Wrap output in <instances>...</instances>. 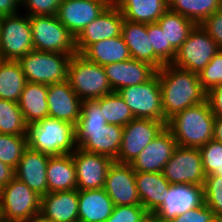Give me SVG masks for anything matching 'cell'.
<instances>
[{"instance_id": "obj_1", "label": "cell", "mask_w": 222, "mask_h": 222, "mask_svg": "<svg viewBox=\"0 0 222 222\" xmlns=\"http://www.w3.org/2000/svg\"><path fill=\"white\" fill-rule=\"evenodd\" d=\"M123 127L107 124L100 98L84 100L75 126L76 147L89 153L116 160L121 146Z\"/></svg>"}, {"instance_id": "obj_2", "label": "cell", "mask_w": 222, "mask_h": 222, "mask_svg": "<svg viewBox=\"0 0 222 222\" xmlns=\"http://www.w3.org/2000/svg\"><path fill=\"white\" fill-rule=\"evenodd\" d=\"M156 73L160 77V90L164 117L168 120L184 109L206 100V92L202 89L199 75L166 64Z\"/></svg>"}, {"instance_id": "obj_3", "label": "cell", "mask_w": 222, "mask_h": 222, "mask_svg": "<svg viewBox=\"0 0 222 222\" xmlns=\"http://www.w3.org/2000/svg\"><path fill=\"white\" fill-rule=\"evenodd\" d=\"M215 119L205 100L174 114L168 119L166 128L172 133L177 146L200 148L213 139Z\"/></svg>"}, {"instance_id": "obj_4", "label": "cell", "mask_w": 222, "mask_h": 222, "mask_svg": "<svg viewBox=\"0 0 222 222\" xmlns=\"http://www.w3.org/2000/svg\"><path fill=\"white\" fill-rule=\"evenodd\" d=\"M27 138L30 148L50 156L71 154L77 148L75 126L51 117L28 126Z\"/></svg>"}, {"instance_id": "obj_5", "label": "cell", "mask_w": 222, "mask_h": 222, "mask_svg": "<svg viewBox=\"0 0 222 222\" xmlns=\"http://www.w3.org/2000/svg\"><path fill=\"white\" fill-rule=\"evenodd\" d=\"M67 80L82 101L95 100L113 92L104 67L78 53L69 61Z\"/></svg>"}, {"instance_id": "obj_6", "label": "cell", "mask_w": 222, "mask_h": 222, "mask_svg": "<svg viewBox=\"0 0 222 222\" xmlns=\"http://www.w3.org/2000/svg\"><path fill=\"white\" fill-rule=\"evenodd\" d=\"M71 57L72 55L67 53L33 50L17 61L27 82L50 85L67 80L68 64Z\"/></svg>"}, {"instance_id": "obj_7", "label": "cell", "mask_w": 222, "mask_h": 222, "mask_svg": "<svg viewBox=\"0 0 222 222\" xmlns=\"http://www.w3.org/2000/svg\"><path fill=\"white\" fill-rule=\"evenodd\" d=\"M5 222H25L40 216L41 196L14 177L0 190Z\"/></svg>"}, {"instance_id": "obj_8", "label": "cell", "mask_w": 222, "mask_h": 222, "mask_svg": "<svg viewBox=\"0 0 222 222\" xmlns=\"http://www.w3.org/2000/svg\"><path fill=\"white\" fill-rule=\"evenodd\" d=\"M33 48L41 52L76 54L75 38L52 16H29Z\"/></svg>"}, {"instance_id": "obj_9", "label": "cell", "mask_w": 222, "mask_h": 222, "mask_svg": "<svg viewBox=\"0 0 222 222\" xmlns=\"http://www.w3.org/2000/svg\"><path fill=\"white\" fill-rule=\"evenodd\" d=\"M130 108L134 118L153 119L167 123L162 108L160 77L156 73L147 82L117 91Z\"/></svg>"}, {"instance_id": "obj_10", "label": "cell", "mask_w": 222, "mask_h": 222, "mask_svg": "<svg viewBox=\"0 0 222 222\" xmlns=\"http://www.w3.org/2000/svg\"><path fill=\"white\" fill-rule=\"evenodd\" d=\"M222 50L199 25L188 35L186 41L176 51L173 66L199 74Z\"/></svg>"}, {"instance_id": "obj_11", "label": "cell", "mask_w": 222, "mask_h": 222, "mask_svg": "<svg viewBox=\"0 0 222 222\" xmlns=\"http://www.w3.org/2000/svg\"><path fill=\"white\" fill-rule=\"evenodd\" d=\"M29 15L3 16L0 20V59L18 60L33 51Z\"/></svg>"}, {"instance_id": "obj_12", "label": "cell", "mask_w": 222, "mask_h": 222, "mask_svg": "<svg viewBox=\"0 0 222 222\" xmlns=\"http://www.w3.org/2000/svg\"><path fill=\"white\" fill-rule=\"evenodd\" d=\"M162 173L170 184L204 186L206 176L199 148L177 146Z\"/></svg>"}, {"instance_id": "obj_13", "label": "cell", "mask_w": 222, "mask_h": 222, "mask_svg": "<svg viewBox=\"0 0 222 222\" xmlns=\"http://www.w3.org/2000/svg\"><path fill=\"white\" fill-rule=\"evenodd\" d=\"M166 127L163 121L135 118L123 127V136L115 162L131 164L139 153Z\"/></svg>"}, {"instance_id": "obj_14", "label": "cell", "mask_w": 222, "mask_h": 222, "mask_svg": "<svg viewBox=\"0 0 222 222\" xmlns=\"http://www.w3.org/2000/svg\"><path fill=\"white\" fill-rule=\"evenodd\" d=\"M112 3V0H62L57 18L76 38Z\"/></svg>"}, {"instance_id": "obj_15", "label": "cell", "mask_w": 222, "mask_h": 222, "mask_svg": "<svg viewBox=\"0 0 222 222\" xmlns=\"http://www.w3.org/2000/svg\"><path fill=\"white\" fill-rule=\"evenodd\" d=\"M124 16L111 3L95 20L88 24L75 38V49L82 54L91 44L120 36Z\"/></svg>"}, {"instance_id": "obj_16", "label": "cell", "mask_w": 222, "mask_h": 222, "mask_svg": "<svg viewBox=\"0 0 222 222\" xmlns=\"http://www.w3.org/2000/svg\"><path fill=\"white\" fill-rule=\"evenodd\" d=\"M204 204V188L191 184H171L164 202L154 211L159 222H168Z\"/></svg>"}, {"instance_id": "obj_17", "label": "cell", "mask_w": 222, "mask_h": 222, "mask_svg": "<svg viewBox=\"0 0 222 222\" xmlns=\"http://www.w3.org/2000/svg\"><path fill=\"white\" fill-rule=\"evenodd\" d=\"M103 189L114 206L141 205L136 188L135 171L131 164L113 161L108 168Z\"/></svg>"}, {"instance_id": "obj_18", "label": "cell", "mask_w": 222, "mask_h": 222, "mask_svg": "<svg viewBox=\"0 0 222 222\" xmlns=\"http://www.w3.org/2000/svg\"><path fill=\"white\" fill-rule=\"evenodd\" d=\"M71 154L76 168L77 190L104 188L106 174L113 160L80 148Z\"/></svg>"}, {"instance_id": "obj_19", "label": "cell", "mask_w": 222, "mask_h": 222, "mask_svg": "<svg viewBox=\"0 0 222 222\" xmlns=\"http://www.w3.org/2000/svg\"><path fill=\"white\" fill-rule=\"evenodd\" d=\"M177 147L172 133L165 127L131 163L135 172H163Z\"/></svg>"}, {"instance_id": "obj_20", "label": "cell", "mask_w": 222, "mask_h": 222, "mask_svg": "<svg viewBox=\"0 0 222 222\" xmlns=\"http://www.w3.org/2000/svg\"><path fill=\"white\" fill-rule=\"evenodd\" d=\"M49 117L76 126L83 101L71 88L68 80L48 85Z\"/></svg>"}, {"instance_id": "obj_21", "label": "cell", "mask_w": 222, "mask_h": 222, "mask_svg": "<svg viewBox=\"0 0 222 222\" xmlns=\"http://www.w3.org/2000/svg\"><path fill=\"white\" fill-rule=\"evenodd\" d=\"M104 69L111 89L116 92L147 82L157 71L152 65L132 58L105 65Z\"/></svg>"}, {"instance_id": "obj_22", "label": "cell", "mask_w": 222, "mask_h": 222, "mask_svg": "<svg viewBox=\"0 0 222 222\" xmlns=\"http://www.w3.org/2000/svg\"><path fill=\"white\" fill-rule=\"evenodd\" d=\"M49 157L28 146L14 170L15 177L41 197L48 193L46 167Z\"/></svg>"}, {"instance_id": "obj_23", "label": "cell", "mask_w": 222, "mask_h": 222, "mask_svg": "<svg viewBox=\"0 0 222 222\" xmlns=\"http://www.w3.org/2000/svg\"><path fill=\"white\" fill-rule=\"evenodd\" d=\"M40 217L50 222H78V190L42 196Z\"/></svg>"}, {"instance_id": "obj_24", "label": "cell", "mask_w": 222, "mask_h": 222, "mask_svg": "<svg viewBox=\"0 0 222 222\" xmlns=\"http://www.w3.org/2000/svg\"><path fill=\"white\" fill-rule=\"evenodd\" d=\"M166 36V64H171L176 51L186 41L196 24L169 8L156 22Z\"/></svg>"}, {"instance_id": "obj_25", "label": "cell", "mask_w": 222, "mask_h": 222, "mask_svg": "<svg viewBox=\"0 0 222 222\" xmlns=\"http://www.w3.org/2000/svg\"><path fill=\"white\" fill-rule=\"evenodd\" d=\"M114 204L103 188L78 190V222H105Z\"/></svg>"}, {"instance_id": "obj_26", "label": "cell", "mask_w": 222, "mask_h": 222, "mask_svg": "<svg viewBox=\"0 0 222 222\" xmlns=\"http://www.w3.org/2000/svg\"><path fill=\"white\" fill-rule=\"evenodd\" d=\"M135 182L141 205L148 212L164 202L171 185L162 172H135Z\"/></svg>"}, {"instance_id": "obj_27", "label": "cell", "mask_w": 222, "mask_h": 222, "mask_svg": "<svg viewBox=\"0 0 222 222\" xmlns=\"http://www.w3.org/2000/svg\"><path fill=\"white\" fill-rule=\"evenodd\" d=\"M48 85L27 82L21 93L18 105L27 126L49 117Z\"/></svg>"}, {"instance_id": "obj_28", "label": "cell", "mask_w": 222, "mask_h": 222, "mask_svg": "<svg viewBox=\"0 0 222 222\" xmlns=\"http://www.w3.org/2000/svg\"><path fill=\"white\" fill-rule=\"evenodd\" d=\"M124 19L135 23H156L169 8L168 0H112Z\"/></svg>"}, {"instance_id": "obj_29", "label": "cell", "mask_w": 222, "mask_h": 222, "mask_svg": "<svg viewBox=\"0 0 222 222\" xmlns=\"http://www.w3.org/2000/svg\"><path fill=\"white\" fill-rule=\"evenodd\" d=\"M48 192L77 189L76 168L72 154L50 156L46 167Z\"/></svg>"}, {"instance_id": "obj_30", "label": "cell", "mask_w": 222, "mask_h": 222, "mask_svg": "<svg viewBox=\"0 0 222 222\" xmlns=\"http://www.w3.org/2000/svg\"><path fill=\"white\" fill-rule=\"evenodd\" d=\"M121 35L132 59L146 62L154 67V49L148 37L147 24L124 19Z\"/></svg>"}, {"instance_id": "obj_31", "label": "cell", "mask_w": 222, "mask_h": 222, "mask_svg": "<svg viewBox=\"0 0 222 222\" xmlns=\"http://www.w3.org/2000/svg\"><path fill=\"white\" fill-rule=\"evenodd\" d=\"M81 55L103 67L131 59L129 48L122 35L91 44Z\"/></svg>"}, {"instance_id": "obj_32", "label": "cell", "mask_w": 222, "mask_h": 222, "mask_svg": "<svg viewBox=\"0 0 222 222\" xmlns=\"http://www.w3.org/2000/svg\"><path fill=\"white\" fill-rule=\"evenodd\" d=\"M26 77L17 60L0 59V99L19 101Z\"/></svg>"}, {"instance_id": "obj_33", "label": "cell", "mask_w": 222, "mask_h": 222, "mask_svg": "<svg viewBox=\"0 0 222 222\" xmlns=\"http://www.w3.org/2000/svg\"><path fill=\"white\" fill-rule=\"evenodd\" d=\"M169 9L183 15L196 25L222 8V0H168Z\"/></svg>"}, {"instance_id": "obj_34", "label": "cell", "mask_w": 222, "mask_h": 222, "mask_svg": "<svg viewBox=\"0 0 222 222\" xmlns=\"http://www.w3.org/2000/svg\"><path fill=\"white\" fill-rule=\"evenodd\" d=\"M100 107L107 124L124 127L135 119L124 99L116 91L101 97Z\"/></svg>"}, {"instance_id": "obj_35", "label": "cell", "mask_w": 222, "mask_h": 222, "mask_svg": "<svg viewBox=\"0 0 222 222\" xmlns=\"http://www.w3.org/2000/svg\"><path fill=\"white\" fill-rule=\"evenodd\" d=\"M28 126L17 102L0 99V133L27 135Z\"/></svg>"}, {"instance_id": "obj_36", "label": "cell", "mask_w": 222, "mask_h": 222, "mask_svg": "<svg viewBox=\"0 0 222 222\" xmlns=\"http://www.w3.org/2000/svg\"><path fill=\"white\" fill-rule=\"evenodd\" d=\"M28 147L27 135H7L0 133V160L14 170Z\"/></svg>"}, {"instance_id": "obj_37", "label": "cell", "mask_w": 222, "mask_h": 222, "mask_svg": "<svg viewBox=\"0 0 222 222\" xmlns=\"http://www.w3.org/2000/svg\"><path fill=\"white\" fill-rule=\"evenodd\" d=\"M199 150L205 176H222V143L212 139Z\"/></svg>"}, {"instance_id": "obj_38", "label": "cell", "mask_w": 222, "mask_h": 222, "mask_svg": "<svg viewBox=\"0 0 222 222\" xmlns=\"http://www.w3.org/2000/svg\"><path fill=\"white\" fill-rule=\"evenodd\" d=\"M204 203L214 216L222 217V176L208 175L204 183Z\"/></svg>"}, {"instance_id": "obj_39", "label": "cell", "mask_w": 222, "mask_h": 222, "mask_svg": "<svg viewBox=\"0 0 222 222\" xmlns=\"http://www.w3.org/2000/svg\"><path fill=\"white\" fill-rule=\"evenodd\" d=\"M198 75L201 87L205 92L222 84V50L212 58Z\"/></svg>"}, {"instance_id": "obj_40", "label": "cell", "mask_w": 222, "mask_h": 222, "mask_svg": "<svg viewBox=\"0 0 222 222\" xmlns=\"http://www.w3.org/2000/svg\"><path fill=\"white\" fill-rule=\"evenodd\" d=\"M147 33L154 49V68L158 70L166 65V36L157 23L147 24Z\"/></svg>"}, {"instance_id": "obj_41", "label": "cell", "mask_w": 222, "mask_h": 222, "mask_svg": "<svg viewBox=\"0 0 222 222\" xmlns=\"http://www.w3.org/2000/svg\"><path fill=\"white\" fill-rule=\"evenodd\" d=\"M147 212L142 205L114 206L105 222H138Z\"/></svg>"}, {"instance_id": "obj_42", "label": "cell", "mask_w": 222, "mask_h": 222, "mask_svg": "<svg viewBox=\"0 0 222 222\" xmlns=\"http://www.w3.org/2000/svg\"><path fill=\"white\" fill-rule=\"evenodd\" d=\"M62 0H21L28 6L29 16H52L57 15Z\"/></svg>"}, {"instance_id": "obj_43", "label": "cell", "mask_w": 222, "mask_h": 222, "mask_svg": "<svg viewBox=\"0 0 222 222\" xmlns=\"http://www.w3.org/2000/svg\"><path fill=\"white\" fill-rule=\"evenodd\" d=\"M199 26L205 30L212 40L222 49V8L207 17Z\"/></svg>"}, {"instance_id": "obj_44", "label": "cell", "mask_w": 222, "mask_h": 222, "mask_svg": "<svg viewBox=\"0 0 222 222\" xmlns=\"http://www.w3.org/2000/svg\"><path fill=\"white\" fill-rule=\"evenodd\" d=\"M213 217V211L204 203L195 209L170 219L168 222H209Z\"/></svg>"}, {"instance_id": "obj_45", "label": "cell", "mask_w": 222, "mask_h": 222, "mask_svg": "<svg viewBox=\"0 0 222 222\" xmlns=\"http://www.w3.org/2000/svg\"><path fill=\"white\" fill-rule=\"evenodd\" d=\"M206 101L215 118L222 119V84L215 86L206 92Z\"/></svg>"}, {"instance_id": "obj_46", "label": "cell", "mask_w": 222, "mask_h": 222, "mask_svg": "<svg viewBox=\"0 0 222 222\" xmlns=\"http://www.w3.org/2000/svg\"><path fill=\"white\" fill-rule=\"evenodd\" d=\"M19 4H21V0H0V16L18 14L16 11Z\"/></svg>"}, {"instance_id": "obj_47", "label": "cell", "mask_w": 222, "mask_h": 222, "mask_svg": "<svg viewBox=\"0 0 222 222\" xmlns=\"http://www.w3.org/2000/svg\"><path fill=\"white\" fill-rule=\"evenodd\" d=\"M15 177L14 169L0 160V190Z\"/></svg>"}, {"instance_id": "obj_48", "label": "cell", "mask_w": 222, "mask_h": 222, "mask_svg": "<svg viewBox=\"0 0 222 222\" xmlns=\"http://www.w3.org/2000/svg\"><path fill=\"white\" fill-rule=\"evenodd\" d=\"M213 139L222 143V119L216 118L214 122Z\"/></svg>"}, {"instance_id": "obj_49", "label": "cell", "mask_w": 222, "mask_h": 222, "mask_svg": "<svg viewBox=\"0 0 222 222\" xmlns=\"http://www.w3.org/2000/svg\"><path fill=\"white\" fill-rule=\"evenodd\" d=\"M138 222H159L154 212H147Z\"/></svg>"}, {"instance_id": "obj_50", "label": "cell", "mask_w": 222, "mask_h": 222, "mask_svg": "<svg viewBox=\"0 0 222 222\" xmlns=\"http://www.w3.org/2000/svg\"><path fill=\"white\" fill-rule=\"evenodd\" d=\"M25 222H50V221L44 220L42 217L37 216L36 218L31 219L29 221H25Z\"/></svg>"}, {"instance_id": "obj_51", "label": "cell", "mask_w": 222, "mask_h": 222, "mask_svg": "<svg viewBox=\"0 0 222 222\" xmlns=\"http://www.w3.org/2000/svg\"><path fill=\"white\" fill-rule=\"evenodd\" d=\"M209 222H222V217L214 216Z\"/></svg>"}, {"instance_id": "obj_52", "label": "cell", "mask_w": 222, "mask_h": 222, "mask_svg": "<svg viewBox=\"0 0 222 222\" xmlns=\"http://www.w3.org/2000/svg\"><path fill=\"white\" fill-rule=\"evenodd\" d=\"M0 222H5L2 213L1 199H0Z\"/></svg>"}]
</instances>
